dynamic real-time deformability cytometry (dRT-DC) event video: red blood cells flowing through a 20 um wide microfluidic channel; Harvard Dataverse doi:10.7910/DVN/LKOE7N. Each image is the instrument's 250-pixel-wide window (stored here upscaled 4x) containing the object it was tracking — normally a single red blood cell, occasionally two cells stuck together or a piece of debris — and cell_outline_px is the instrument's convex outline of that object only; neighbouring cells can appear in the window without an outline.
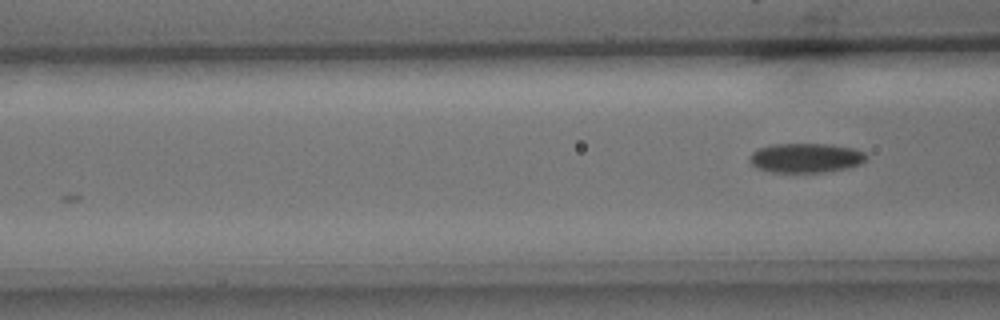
{"species": "common noctule bat (a hibernating species)", "species_latin": "Nyctalus noctula", "temperature_condition": "cold", "stored_images_in_passage": 5, "camera_frame_rate_fps": 3000, "um_per_image_px": 0.085, "animal": {"sex": "male", "body_mass_g": 15.6}, "frame": {"image": 1, "passage_image": 5, "time_ms": 1.333, "image_size_px": [1000, 320], "cell_outline_px": [[868, 156], [860, 164], [848, 168], [824, 172], [772, 172], [760, 168], [752, 164], [748, 160], [752, 152], [760, 148], [772, 144], [832, 144], [852, 148], [864, 152]], "centroid_in_image_um": [68.51, 13.42], "position_along_channel_um": 98.1, "area_um2": 19.94}}